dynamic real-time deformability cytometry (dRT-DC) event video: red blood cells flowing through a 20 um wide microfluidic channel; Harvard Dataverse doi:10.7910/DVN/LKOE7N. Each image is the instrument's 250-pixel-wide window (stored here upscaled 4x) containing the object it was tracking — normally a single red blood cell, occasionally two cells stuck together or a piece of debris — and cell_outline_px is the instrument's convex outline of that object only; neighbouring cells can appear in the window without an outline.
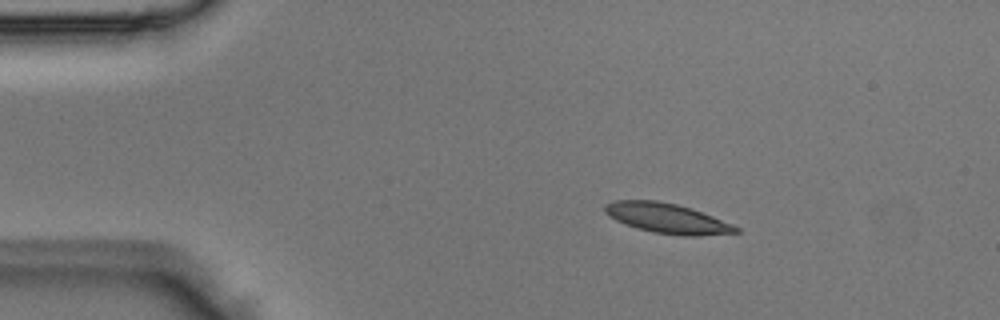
{"species": "Egyptian fruit bat (a non-hibernating species)", "species_latin": "Rousettus aegyptiacus", "temperature_condition": "room temperature", "stored_images_in_passage": 6, "camera_frame_rate_fps": 3000, "um_per_image_px": 0.085, "animal": {"sex": "male"}, "frame": {"image": 1, "passage_image": 2, "time_ms": 0.333, "image_size_px": [1000, 320], "cell_outline_px": [[740, 232], [696, 236], [684, 236], [652, 232], [636, 228], [616, 220], [608, 216], [604, 212], [604, 204], [616, 200], [656, 200], [676, 204], [692, 208], [732, 224], [740, 228]], "centroid_in_image_um": [56.69, 18.55], "position_along_channel_um": 28.3, "area_um2": 22.89}}
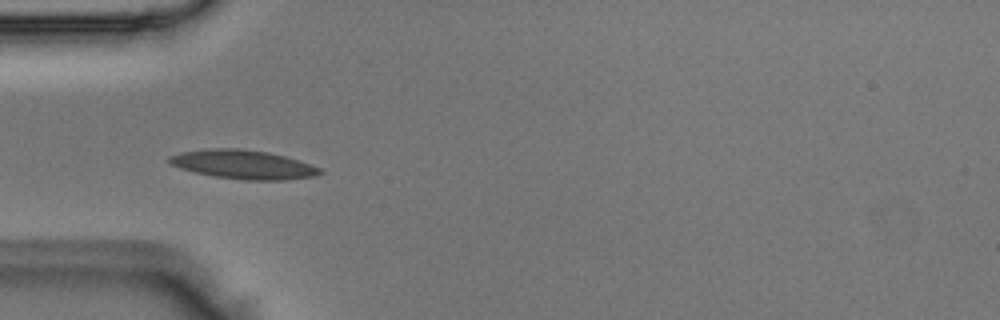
{"frame": {"image": 2, "passage_image": 4, "time_ms": 1.0, "image_size_px": [1000, 320], "cell_outline_px": [[324, 172], [312, 176], [288, 180], [244, 180], [216, 176], [196, 172], [180, 168], [168, 164], [168, 156], [180, 152], [208, 148], [236, 148], [268, 152], [284, 156], [320, 168]], "centroid_in_image_um": [20.62, 13.97], "position_along_channel_um": 64.4, "area_um2": 25.2}}
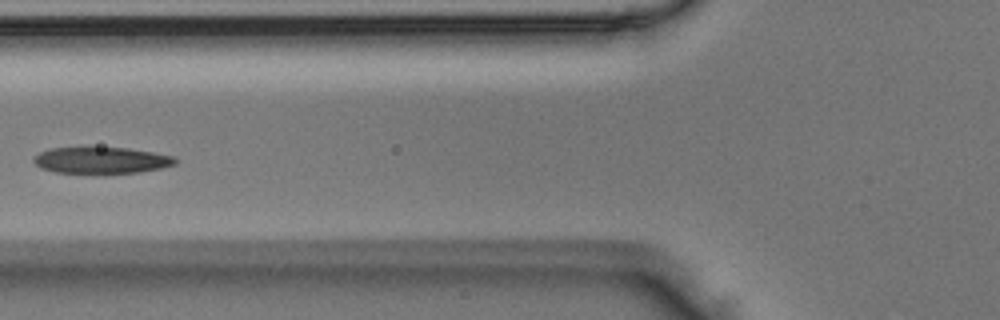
{"frame": {"image": 3, "passage_image": 5, "time_ms": 1.333, "image_size_px": [1000, 320], "cell_outline_px": [[176, 164], [160, 168], [140, 172], [104, 176], [92, 176], [56, 172], [40, 168], [32, 160], [32, 156], [40, 152], [52, 148], [128, 148], [152, 152], [172, 156], [176, 160]], "centroid_in_image_um": [8.56, 13.68], "position_along_channel_um": 117.2, "area_um2": 22.66}}